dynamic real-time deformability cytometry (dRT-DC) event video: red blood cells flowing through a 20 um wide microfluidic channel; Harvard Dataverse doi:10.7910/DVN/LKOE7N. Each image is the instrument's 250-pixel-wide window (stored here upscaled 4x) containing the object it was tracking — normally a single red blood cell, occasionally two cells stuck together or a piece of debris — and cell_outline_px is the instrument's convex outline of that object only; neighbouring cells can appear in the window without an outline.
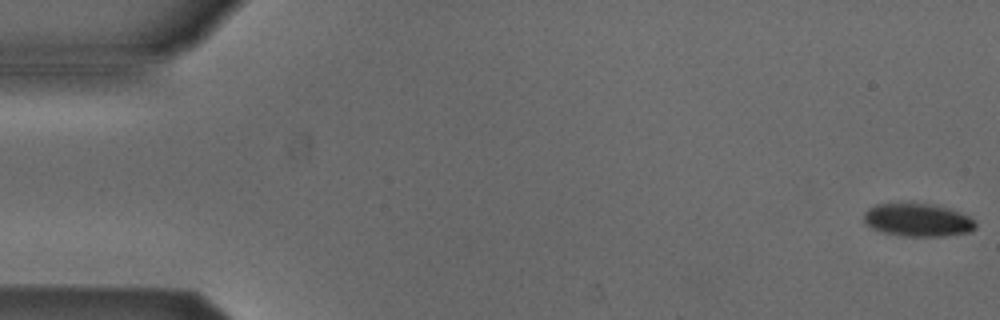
{"species": "Egyptian fruit bat (a non-hibernating species)", "species_latin": "Rousettus aegyptiacus", "temperature_condition": "cold", "stored_images_in_passage": 7, "camera_frame_rate_fps": 3000, "um_per_image_px": 0.085, "animal": {"sex": "male"}, "frame": {"image": 1, "passage_image": 1, "time_ms": 0.0, "image_size_px": [1000, 320], "cell_outline_px": [[976, 228], [968, 232], [944, 236], [904, 236], [884, 232], [872, 228], [864, 224], [864, 212], [868, 208], [876, 204], [932, 204], [948, 208], [960, 212], [968, 216], [976, 224]], "centroid_in_image_um": [77.99, 18.7], "position_along_channel_um": 7.0, "area_um2": 21.27}}
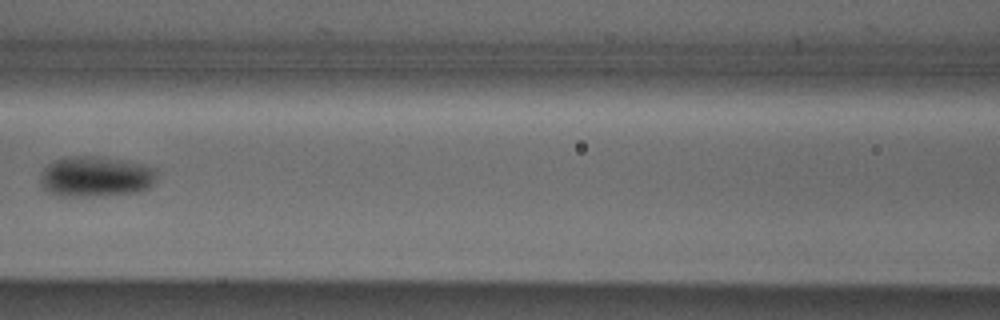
{"frame": {"image": 2, "passage_image": 7, "time_ms": 2.0, "image_size_px": [1000, 320], "cell_outline_px": [[156, 180], [148, 188], [140, 192], [104, 196], [60, 196], [48, 192], [40, 188], [40, 176], [44, 168], [48, 164], [56, 160], [68, 156], [96, 156], [128, 160], [144, 164], [156, 168]], "centroid_in_image_um": [8.15, 15.01], "position_along_channel_um": 158.5, "area_um2": 28.15}}